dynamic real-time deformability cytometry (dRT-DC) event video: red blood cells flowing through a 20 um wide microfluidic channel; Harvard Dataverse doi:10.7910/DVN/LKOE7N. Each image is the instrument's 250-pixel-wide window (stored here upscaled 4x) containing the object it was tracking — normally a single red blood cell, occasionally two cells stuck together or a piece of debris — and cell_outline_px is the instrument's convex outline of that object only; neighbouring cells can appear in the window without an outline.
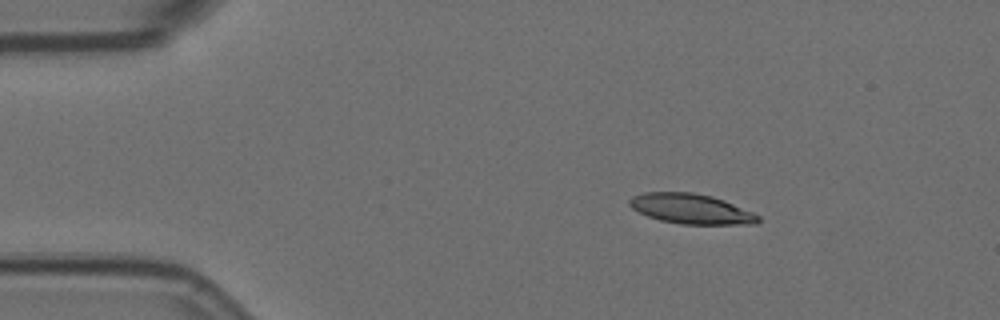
{"species": "Egyptian fruit bat (a non-hibernating species)", "species_latin": "Rousettus aegyptiacus", "temperature_condition": "room temperature", "stored_images_in_passage": 48, "camera_frame_rate_fps": 3000, "um_per_image_px": 0.085, "animal": {"sex": "female"}, "frame": {"image": 1, "passage_image": 1, "time_ms": 0.0, "image_size_px": [1000, 320], "cell_outline_px": [[760, 220], [756, 224], [680, 224], [660, 220], [648, 216], [632, 208], [628, 204], [628, 200], [632, 196], [644, 192], [692, 192], [712, 196], [724, 200], [752, 212], [760, 216]], "centroid_in_image_um": [58.73, 17.75], "position_along_channel_um": 26.3, "area_um2": 22.48}}
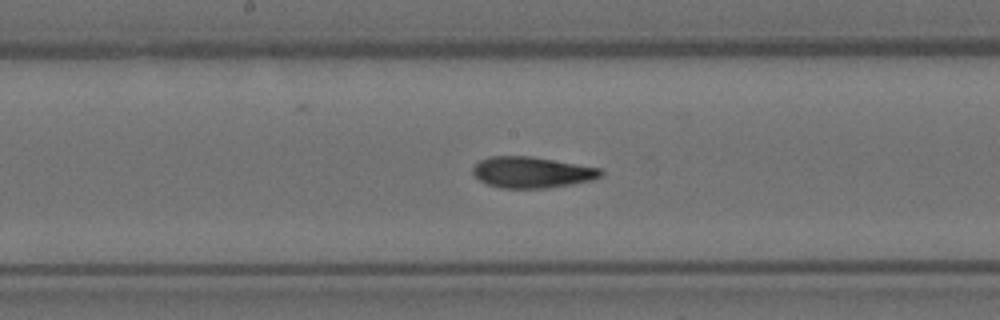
{"frame": {"image": 2, "passage_image": 21, "time_ms": 6.667, "image_size_px": [1000, 320], "cell_outline_px": [[604, 172], [600, 176], [592, 180], [572, 184], [548, 188], [500, 188], [488, 184], [480, 180], [472, 172], [472, 168], [480, 160], [492, 156], [532, 156], [600, 168]], "centroid_in_image_um": [45.21, 14.65], "position_along_channel_um": 203.0, "area_um2": 23.12}}
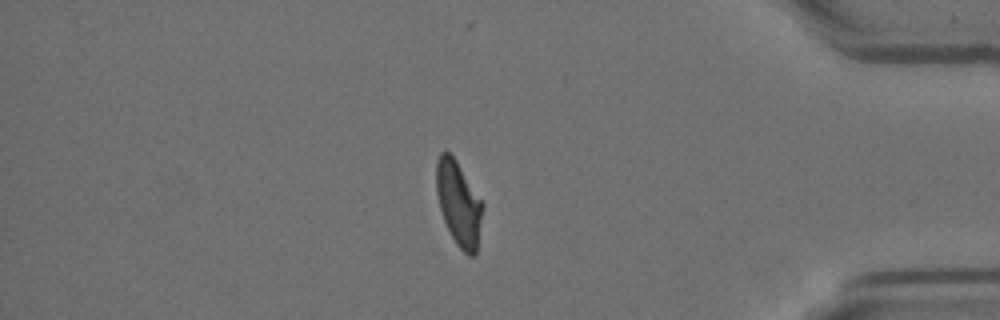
{"frame": {"image": 3, "passage_image": 40, "time_ms": 13.0, "image_size_px": [1000, 320], "cell_outline_px": [[484, 208], [476, 256], [468, 256], [456, 244], [444, 220], [440, 208], [436, 192], [436, 160], [440, 152], [448, 152], [456, 160], [484, 204]], "centroid_in_image_um": [39.0, 17.32], "position_along_channel_um": 396.2, "area_um2": 22.83}}